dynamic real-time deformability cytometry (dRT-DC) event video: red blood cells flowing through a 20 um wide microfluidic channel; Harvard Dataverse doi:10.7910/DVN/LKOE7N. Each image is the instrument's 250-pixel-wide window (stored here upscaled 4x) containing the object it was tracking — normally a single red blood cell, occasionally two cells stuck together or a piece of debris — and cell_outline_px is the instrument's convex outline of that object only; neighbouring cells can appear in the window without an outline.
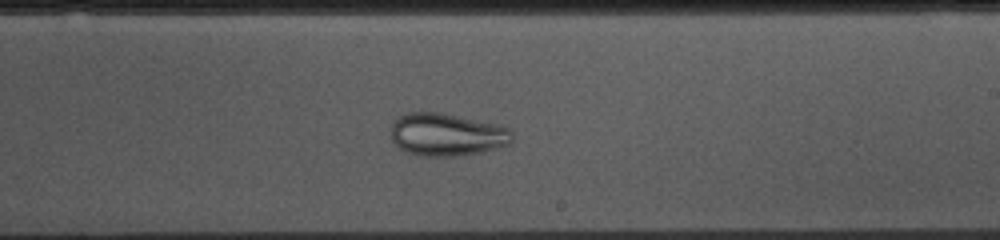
{"species": "common noctule bat (a hibernating species)", "species_latin": "Nyctalus noctula", "temperature_condition": "cold", "stored_images_in_passage": 53, "camera_frame_rate_fps": 3000, "um_per_image_px": 0.085, "animal": {"sex": "female", "body_mass_g": 10.0, "forearm_length_mm": 53.1}, "frame": {"image": 1, "passage_image": 30, "time_ms": 9.667, "image_size_px": [1000, 240], "cell_outline_px": [[512, 140], [508, 144], [480, 152], [452, 156], [420, 156], [408, 152], [400, 148], [392, 140], [392, 124], [400, 116], [408, 112], [444, 112], [500, 124], [508, 128], [512, 132]], "centroid_in_image_um": [37.99, 11.42], "position_along_channel_um": 251.0, "area_um2": 30.17}}
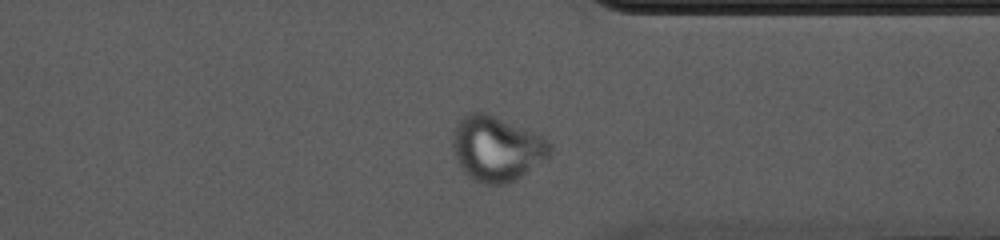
{"frame": {"image": 2, "passage_image": 40, "time_ms": 13.0, "image_size_px": [1000, 240], "cell_outline_px": [[552, 152], [548, 160], [516, 180], [508, 184], [488, 184], [476, 180], [468, 176], [464, 172], [456, 160], [452, 148], [452, 136], [456, 124], [468, 112], [484, 112], [532, 132], [540, 136], [552, 144]], "centroid_in_image_um": [42.23, 12.66], "position_along_channel_um": 369.2, "area_um2": 36.93}}
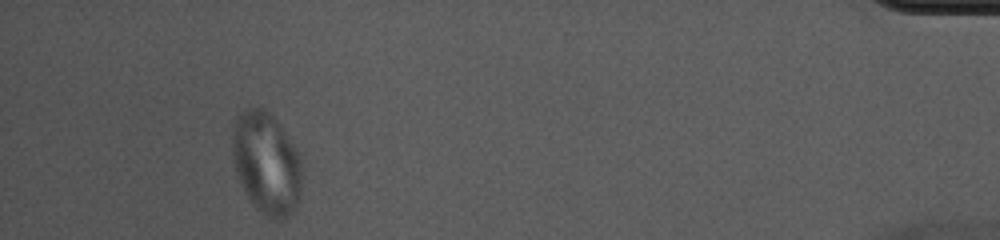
{"frame": {"image": 3, "passage_image": 49, "time_ms": 16.0, "image_size_px": [1000, 240], "cell_outline_px": [[300, 196], [296, 204], [284, 220], [276, 220], [268, 216], [256, 208], [240, 184], [236, 176], [232, 152], [232, 132], [236, 116], [240, 112], [248, 108], [264, 108], [276, 120], [296, 148], [300, 156]], "centroid_in_image_um": [22.61, 13.85], "position_along_channel_um": 412.6, "area_um2": 41.1}}